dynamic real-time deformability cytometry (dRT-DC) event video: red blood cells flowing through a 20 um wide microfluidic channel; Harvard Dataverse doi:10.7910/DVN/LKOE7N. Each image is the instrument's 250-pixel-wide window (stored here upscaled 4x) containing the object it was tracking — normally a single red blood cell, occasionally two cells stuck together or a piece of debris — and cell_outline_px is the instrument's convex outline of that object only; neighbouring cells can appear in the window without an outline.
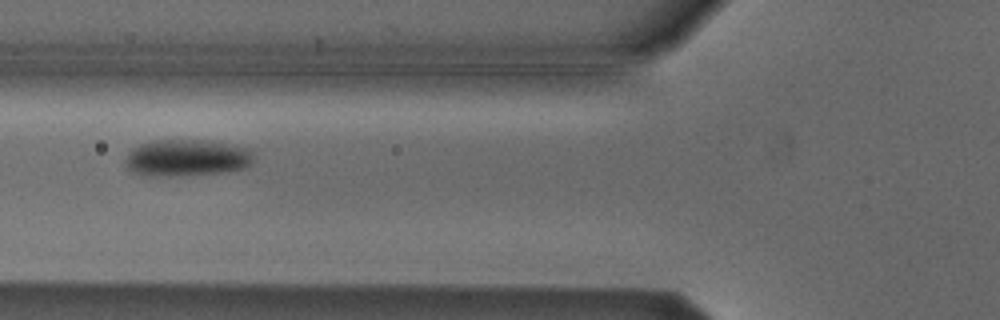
{"species": "Egyptian fruit bat (a non-hibernating species)", "species_latin": "Rousettus aegyptiacus", "temperature_condition": "cold", "stored_images_in_passage": 8, "camera_frame_rate_fps": 3000, "um_per_image_px": 0.085, "animal": {"sex": "male"}, "frame": {"image": 1, "passage_image": 5, "time_ms": 1.333, "image_size_px": [1000, 320], "cell_outline_px": [[256, 160], [248, 168], [228, 172], [168, 176], [132, 172], [124, 164], [124, 160], [128, 152], [132, 148], [140, 144], [156, 140], [200, 140], [248, 148], [256, 156]], "centroid_in_image_um": [15.92, 13.42], "position_along_channel_um": 109.9, "area_um2": 27.51}}
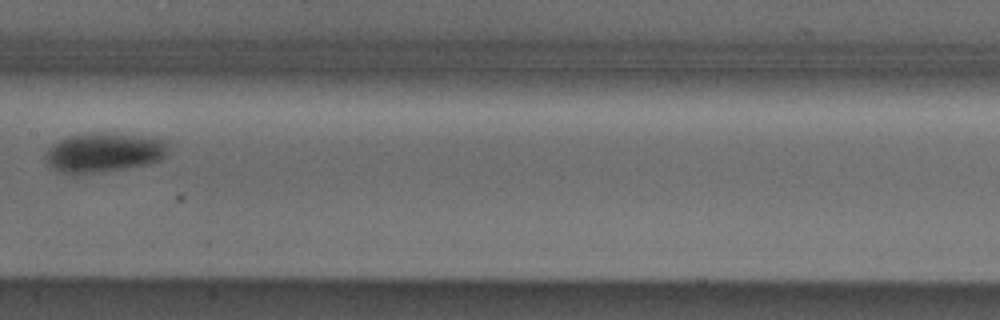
{"frame": {"image": 2, "passage_image": 7, "time_ms": 2.0, "image_size_px": [1000, 320], "cell_outline_px": [[168, 148], [164, 156], [160, 160], [148, 164], [76, 176], [56, 172], [44, 160], [44, 156], [48, 148], [52, 144], [68, 136], [92, 132], [108, 132], [168, 140]], "centroid_in_image_um": [8.76, 12.98], "position_along_channel_um": 198.6, "area_um2": 28.73}}
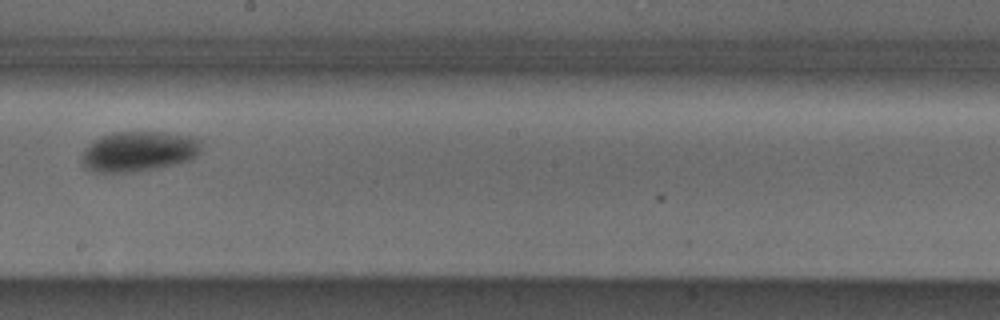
{"frame": {"image": 3, "passage_image": 8, "time_ms": 2.333, "image_size_px": [1000, 320], "cell_outline_px": [[200, 152], [192, 160], [160, 168], [132, 172], [96, 172], [88, 168], [80, 160], [80, 156], [88, 144], [112, 132], [164, 132], [192, 136], [200, 140]], "centroid_in_image_um": [11.81, 12.87], "position_along_channel_um": 236.4, "area_um2": 28.09}}